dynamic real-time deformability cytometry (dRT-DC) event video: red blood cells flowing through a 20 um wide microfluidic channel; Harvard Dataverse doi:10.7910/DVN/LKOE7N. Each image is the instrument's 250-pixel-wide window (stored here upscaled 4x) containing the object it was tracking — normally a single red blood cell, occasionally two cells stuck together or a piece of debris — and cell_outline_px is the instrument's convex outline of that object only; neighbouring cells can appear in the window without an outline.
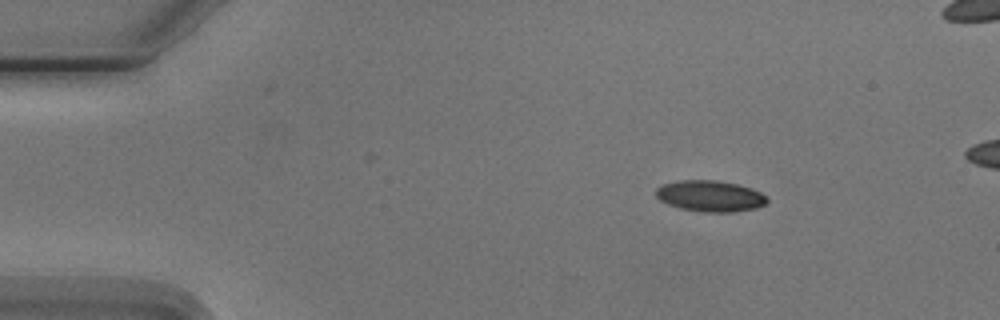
{"species": "Egyptian fruit bat (a non-hibernating species)", "species_latin": "Rousettus aegyptiacus", "temperature_condition": "cold", "stored_images_in_passage": 5, "camera_frame_rate_fps": 3000, "um_per_image_px": 0.085, "animal": {"sex": "male"}, "frame": {"image": 1, "passage_image": 1, "time_ms": 0.0, "image_size_px": [1000, 320], "cell_outline_px": [[768, 200], [764, 204], [756, 208], [732, 212], [704, 212], [680, 208], [668, 204], [660, 200], [656, 196], [656, 188], [664, 184], [680, 180], [716, 180], [736, 184], [752, 188], [760, 192]], "centroid_in_image_um": [60.35, 16.66], "position_along_channel_um": 24.7, "area_um2": 20.0}}